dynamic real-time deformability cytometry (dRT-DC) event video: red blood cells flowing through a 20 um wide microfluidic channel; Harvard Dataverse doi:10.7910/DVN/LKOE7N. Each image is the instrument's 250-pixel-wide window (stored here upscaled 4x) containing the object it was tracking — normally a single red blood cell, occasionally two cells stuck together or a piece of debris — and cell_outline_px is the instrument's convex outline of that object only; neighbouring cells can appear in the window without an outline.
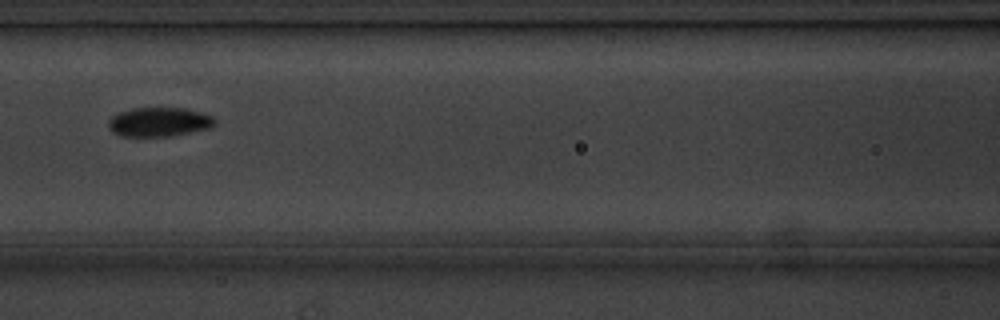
{"species": "common noctule bat (a hibernating species)", "species_latin": "Nyctalus noctula", "temperature_condition": "cold", "stored_images_in_passage": 11, "camera_frame_rate_fps": 3000, "um_per_image_px": 0.085, "animal": {"sex": "male", "body_mass_g": 20.1, "forearm_length_mm": 53.5}, "frame": {"image": 1, "passage_image": 7, "time_ms": 7.667, "image_size_px": [1000, 320], "cell_outline_px": [[216, 124], [208, 128], [172, 136], [120, 136], [112, 132], [108, 128], [108, 120], [112, 116], [120, 112], [132, 108], [188, 108], [212, 116], [216, 120]], "centroid_in_image_um": [13.51, 10.36], "position_along_channel_um": 153.1, "area_um2": 18.15}}